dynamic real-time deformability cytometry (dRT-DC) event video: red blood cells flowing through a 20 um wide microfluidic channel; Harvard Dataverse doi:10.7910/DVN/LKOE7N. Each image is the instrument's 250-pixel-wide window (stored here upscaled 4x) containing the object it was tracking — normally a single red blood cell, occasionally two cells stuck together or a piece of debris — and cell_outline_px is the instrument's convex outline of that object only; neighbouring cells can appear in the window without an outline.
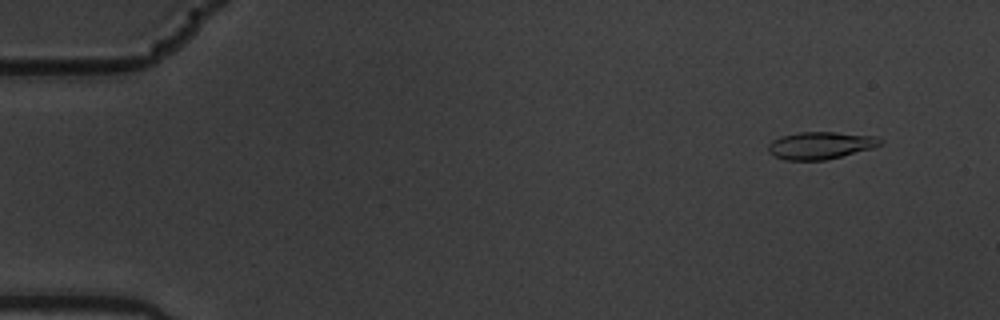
{"species": "common noctule bat (a hibernating species)", "species_latin": "Nyctalus noctula", "temperature_condition": "warm", "stored_images_in_passage": 5, "camera_frame_rate_fps": 3000, "um_per_image_px": 0.085, "animal": {"sex": "male", "body_mass_g": 19.5, "forearm_length_mm": 54.6}, "frame": {"image": 1, "passage_image": 2, "time_ms": 0.333, "image_size_px": [1000, 320], "cell_outline_px": [[884, 140], [880, 144], [872, 148], [824, 160], [784, 160], [768, 152], [768, 144], [772, 140], [780, 136], [800, 132], [836, 132], [876, 136]], "centroid_in_image_um": [69.72, 12.35], "position_along_channel_um": 15.3, "area_um2": 17.74}}
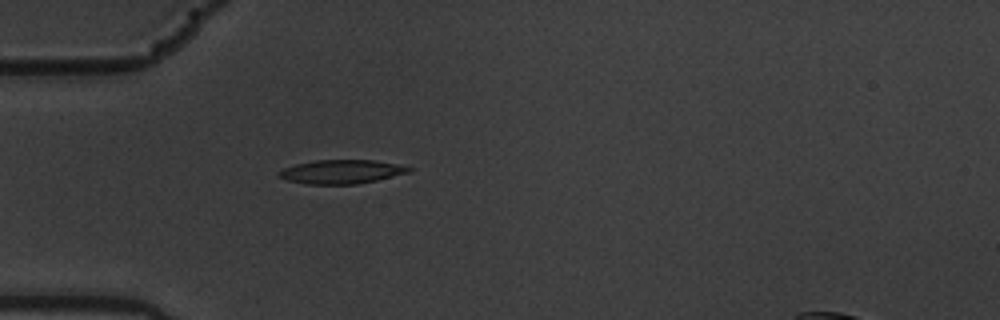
{"frame": {"image": 2, "passage_image": 5, "time_ms": 1.333, "image_size_px": [1000, 320], "cell_outline_px": [[412, 172], [376, 180], [356, 184], [304, 184], [288, 180], [276, 176], [276, 172], [284, 168], [296, 164], [316, 160], [372, 160], [396, 164], [412, 168]], "centroid_in_image_um": [28.99, 14.6], "position_along_channel_um": 56.0, "area_um2": 18.03}}